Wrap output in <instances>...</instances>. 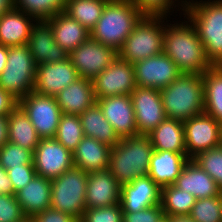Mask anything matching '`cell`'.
Here are the masks:
<instances>
[{
	"label": "cell",
	"mask_w": 222,
	"mask_h": 222,
	"mask_svg": "<svg viewBox=\"0 0 222 222\" xmlns=\"http://www.w3.org/2000/svg\"><path fill=\"white\" fill-rule=\"evenodd\" d=\"M78 78L77 70L69 58L61 62L42 63L36 66L33 91L55 96Z\"/></svg>",
	"instance_id": "2e32d148"
},
{
	"label": "cell",
	"mask_w": 222,
	"mask_h": 222,
	"mask_svg": "<svg viewBox=\"0 0 222 222\" xmlns=\"http://www.w3.org/2000/svg\"><path fill=\"white\" fill-rule=\"evenodd\" d=\"M26 45L36 65L61 62L68 58V53L55 42L52 27L46 20L33 25Z\"/></svg>",
	"instance_id": "ac0fdd59"
},
{
	"label": "cell",
	"mask_w": 222,
	"mask_h": 222,
	"mask_svg": "<svg viewBox=\"0 0 222 222\" xmlns=\"http://www.w3.org/2000/svg\"><path fill=\"white\" fill-rule=\"evenodd\" d=\"M24 218L16 196L0 194V222H20Z\"/></svg>",
	"instance_id": "60d3db41"
},
{
	"label": "cell",
	"mask_w": 222,
	"mask_h": 222,
	"mask_svg": "<svg viewBox=\"0 0 222 222\" xmlns=\"http://www.w3.org/2000/svg\"><path fill=\"white\" fill-rule=\"evenodd\" d=\"M79 222H123L121 203L85 209Z\"/></svg>",
	"instance_id": "ab89813d"
},
{
	"label": "cell",
	"mask_w": 222,
	"mask_h": 222,
	"mask_svg": "<svg viewBox=\"0 0 222 222\" xmlns=\"http://www.w3.org/2000/svg\"><path fill=\"white\" fill-rule=\"evenodd\" d=\"M143 16L133 0H109L90 37L118 52Z\"/></svg>",
	"instance_id": "277c9868"
},
{
	"label": "cell",
	"mask_w": 222,
	"mask_h": 222,
	"mask_svg": "<svg viewBox=\"0 0 222 222\" xmlns=\"http://www.w3.org/2000/svg\"><path fill=\"white\" fill-rule=\"evenodd\" d=\"M20 222H34L33 218L25 217L22 221Z\"/></svg>",
	"instance_id": "f5cc1de1"
},
{
	"label": "cell",
	"mask_w": 222,
	"mask_h": 222,
	"mask_svg": "<svg viewBox=\"0 0 222 222\" xmlns=\"http://www.w3.org/2000/svg\"><path fill=\"white\" fill-rule=\"evenodd\" d=\"M33 220L34 222H79L76 218L51 207L37 214Z\"/></svg>",
	"instance_id": "ee69618b"
},
{
	"label": "cell",
	"mask_w": 222,
	"mask_h": 222,
	"mask_svg": "<svg viewBox=\"0 0 222 222\" xmlns=\"http://www.w3.org/2000/svg\"><path fill=\"white\" fill-rule=\"evenodd\" d=\"M8 142V116H0V148Z\"/></svg>",
	"instance_id": "7dc6e473"
},
{
	"label": "cell",
	"mask_w": 222,
	"mask_h": 222,
	"mask_svg": "<svg viewBox=\"0 0 222 222\" xmlns=\"http://www.w3.org/2000/svg\"><path fill=\"white\" fill-rule=\"evenodd\" d=\"M36 174L54 179L74 166L72 152L55 138L40 139L33 152Z\"/></svg>",
	"instance_id": "4fadbf2b"
},
{
	"label": "cell",
	"mask_w": 222,
	"mask_h": 222,
	"mask_svg": "<svg viewBox=\"0 0 222 222\" xmlns=\"http://www.w3.org/2000/svg\"><path fill=\"white\" fill-rule=\"evenodd\" d=\"M202 77L204 112L222 125V65L212 66Z\"/></svg>",
	"instance_id": "4dcf8cb0"
},
{
	"label": "cell",
	"mask_w": 222,
	"mask_h": 222,
	"mask_svg": "<svg viewBox=\"0 0 222 222\" xmlns=\"http://www.w3.org/2000/svg\"><path fill=\"white\" fill-rule=\"evenodd\" d=\"M83 138L84 132L79 115L62 114L55 139L73 153Z\"/></svg>",
	"instance_id": "e575fe53"
},
{
	"label": "cell",
	"mask_w": 222,
	"mask_h": 222,
	"mask_svg": "<svg viewBox=\"0 0 222 222\" xmlns=\"http://www.w3.org/2000/svg\"><path fill=\"white\" fill-rule=\"evenodd\" d=\"M183 126L189 159L222 144V125L205 112L184 121Z\"/></svg>",
	"instance_id": "30bf717a"
},
{
	"label": "cell",
	"mask_w": 222,
	"mask_h": 222,
	"mask_svg": "<svg viewBox=\"0 0 222 222\" xmlns=\"http://www.w3.org/2000/svg\"><path fill=\"white\" fill-rule=\"evenodd\" d=\"M36 66L27 45L8 47L7 63L0 74V87L20 101L34 89Z\"/></svg>",
	"instance_id": "ba28073f"
},
{
	"label": "cell",
	"mask_w": 222,
	"mask_h": 222,
	"mask_svg": "<svg viewBox=\"0 0 222 222\" xmlns=\"http://www.w3.org/2000/svg\"><path fill=\"white\" fill-rule=\"evenodd\" d=\"M41 139L55 138L62 115L54 96L30 92L19 101Z\"/></svg>",
	"instance_id": "9c48e42d"
},
{
	"label": "cell",
	"mask_w": 222,
	"mask_h": 222,
	"mask_svg": "<svg viewBox=\"0 0 222 222\" xmlns=\"http://www.w3.org/2000/svg\"><path fill=\"white\" fill-rule=\"evenodd\" d=\"M161 188L149 177L135 179L121 186L123 212H137L160 204Z\"/></svg>",
	"instance_id": "ffe728a7"
},
{
	"label": "cell",
	"mask_w": 222,
	"mask_h": 222,
	"mask_svg": "<svg viewBox=\"0 0 222 222\" xmlns=\"http://www.w3.org/2000/svg\"><path fill=\"white\" fill-rule=\"evenodd\" d=\"M190 216L195 222H222V193L197 199Z\"/></svg>",
	"instance_id": "8d00e7d4"
},
{
	"label": "cell",
	"mask_w": 222,
	"mask_h": 222,
	"mask_svg": "<svg viewBox=\"0 0 222 222\" xmlns=\"http://www.w3.org/2000/svg\"><path fill=\"white\" fill-rule=\"evenodd\" d=\"M84 136L92 137L110 147H114L120 138L112 125L106 120L99 105L95 103L79 115Z\"/></svg>",
	"instance_id": "f1b7e54d"
},
{
	"label": "cell",
	"mask_w": 222,
	"mask_h": 222,
	"mask_svg": "<svg viewBox=\"0 0 222 222\" xmlns=\"http://www.w3.org/2000/svg\"><path fill=\"white\" fill-rule=\"evenodd\" d=\"M158 222H172L170 216L164 215Z\"/></svg>",
	"instance_id": "816d5d0a"
},
{
	"label": "cell",
	"mask_w": 222,
	"mask_h": 222,
	"mask_svg": "<svg viewBox=\"0 0 222 222\" xmlns=\"http://www.w3.org/2000/svg\"><path fill=\"white\" fill-rule=\"evenodd\" d=\"M133 2L144 16L170 17L174 16L172 15L174 11L176 16L178 13L176 11H180L179 16H183L187 0H133Z\"/></svg>",
	"instance_id": "d590c367"
},
{
	"label": "cell",
	"mask_w": 222,
	"mask_h": 222,
	"mask_svg": "<svg viewBox=\"0 0 222 222\" xmlns=\"http://www.w3.org/2000/svg\"><path fill=\"white\" fill-rule=\"evenodd\" d=\"M147 135L154 150L187 153L184 126L180 120L165 118Z\"/></svg>",
	"instance_id": "83f0119b"
},
{
	"label": "cell",
	"mask_w": 222,
	"mask_h": 222,
	"mask_svg": "<svg viewBox=\"0 0 222 222\" xmlns=\"http://www.w3.org/2000/svg\"><path fill=\"white\" fill-rule=\"evenodd\" d=\"M121 203V185L109 169L88 173L86 209Z\"/></svg>",
	"instance_id": "d6986e66"
},
{
	"label": "cell",
	"mask_w": 222,
	"mask_h": 222,
	"mask_svg": "<svg viewBox=\"0 0 222 222\" xmlns=\"http://www.w3.org/2000/svg\"><path fill=\"white\" fill-rule=\"evenodd\" d=\"M40 139L28 115L20 106L8 115V142L34 152Z\"/></svg>",
	"instance_id": "f546056e"
},
{
	"label": "cell",
	"mask_w": 222,
	"mask_h": 222,
	"mask_svg": "<svg viewBox=\"0 0 222 222\" xmlns=\"http://www.w3.org/2000/svg\"><path fill=\"white\" fill-rule=\"evenodd\" d=\"M183 15L195 27L209 62L222 65V0H187Z\"/></svg>",
	"instance_id": "3957f363"
},
{
	"label": "cell",
	"mask_w": 222,
	"mask_h": 222,
	"mask_svg": "<svg viewBox=\"0 0 222 222\" xmlns=\"http://www.w3.org/2000/svg\"><path fill=\"white\" fill-rule=\"evenodd\" d=\"M117 56L115 49L91 37L68 54L79 77L91 80L109 67Z\"/></svg>",
	"instance_id": "7c38bea8"
},
{
	"label": "cell",
	"mask_w": 222,
	"mask_h": 222,
	"mask_svg": "<svg viewBox=\"0 0 222 222\" xmlns=\"http://www.w3.org/2000/svg\"><path fill=\"white\" fill-rule=\"evenodd\" d=\"M109 0H67L64 12L91 31Z\"/></svg>",
	"instance_id": "1f68e13d"
},
{
	"label": "cell",
	"mask_w": 222,
	"mask_h": 222,
	"mask_svg": "<svg viewBox=\"0 0 222 222\" xmlns=\"http://www.w3.org/2000/svg\"><path fill=\"white\" fill-rule=\"evenodd\" d=\"M111 148L92 137L84 136L72 153L73 164L86 173L108 169Z\"/></svg>",
	"instance_id": "484cf974"
},
{
	"label": "cell",
	"mask_w": 222,
	"mask_h": 222,
	"mask_svg": "<svg viewBox=\"0 0 222 222\" xmlns=\"http://www.w3.org/2000/svg\"><path fill=\"white\" fill-rule=\"evenodd\" d=\"M19 106V101L0 87V116H8Z\"/></svg>",
	"instance_id": "f6af8a7d"
},
{
	"label": "cell",
	"mask_w": 222,
	"mask_h": 222,
	"mask_svg": "<svg viewBox=\"0 0 222 222\" xmlns=\"http://www.w3.org/2000/svg\"><path fill=\"white\" fill-rule=\"evenodd\" d=\"M15 196L25 217L34 218L51 206V180L36 174Z\"/></svg>",
	"instance_id": "cb8c5ba5"
},
{
	"label": "cell",
	"mask_w": 222,
	"mask_h": 222,
	"mask_svg": "<svg viewBox=\"0 0 222 222\" xmlns=\"http://www.w3.org/2000/svg\"><path fill=\"white\" fill-rule=\"evenodd\" d=\"M196 200L194 195L174 185L161 189L160 204L166 216L190 215Z\"/></svg>",
	"instance_id": "d6a6232c"
},
{
	"label": "cell",
	"mask_w": 222,
	"mask_h": 222,
	"mask_svg": "<svg viewBox=\"0 0 222 222\" xmlns=\"http://www.w3.org/2000/svg\"><path fill=\"white\" fill-rule=\"evenodd\" d=\"M62 114L80 115L97 100L91 79L79 77L54 96Z\"/></svg>",
	"instance_id": "44dd1931"
},
{
	"label": "cell",
	"mask_w": 222,
	"mask_h": 222,
	"mask_svg": "<svg viewBox=\"0 0 222 222\" xmlns=\"http://www.w3.org/2000/svg\"><path fill=\"white\" fill-rule=\"evenodd\" d=\"M67 0H14V8L34 17L37 21L48 20L64 11Z\"/></svg>",
	"instance_id": "836d02e7"
},
{
	"label": "cell",
	"mask_w": 222,
	"mask_h": 222,
	"mask_svg": "<svg viewBox=\"0 0 222 222\" xmlns=\"http://www.w3.org/2000/svg\"><path fill=\"white\" fill-rule=\"evenodd\" d=\"M135 80L139 87L161 90L182 73L178 66L164 53L135 62Z\"/></svg>",
	"instance_id": "5bb4252c"
},
{
	"label": "cell",
	"mask_w": 222,
	"mask_h": 222,
	"mask_svg": "<svg viewBox=\"0 0 222 222\" xmlns=\"http://www.w3.org/2000/svg\"><path fill=\"white\" fill-rule=\"evenodd\" d=\"M130 96L138 134L147 135L166 118L160 90L137 86Z\"/></svg>",
	"instance_id": "9a60e30c"
},
{
	"label": "cell",
	"mask_w": 222,
	"mask_h": 222,
	"mask_svg": "<svg viewBox=\"0 0 222 222\" xmlns=\"http://www.w3.org/2000/svg\"><path fill=\"white\" fill-rule=\"evenodd\" d=\"M153 152L148 135L121 138L110 150L108 169L121 186L130 184L137 178L148 176Z\"/></svg>",
	"instance_id": "7a4b0ae2"
},
{
	"label": "cell",
	"mask_w": 222,
	"mask_h": 222,
	"mask_svg": "<svg viewBox=\"0 0 222 222\" xmlns=\"http://www.w3.org/2000/svg\"><path fill=\"white\" fill-rule=\"evenodd\" d=\"M172 222H195L190 215L170 216Z\"/></svg>",
	"instance_id": "f907efd6"
},
{
	"label": "cell",
	"mask_w": 222,
	"mask_h": 222,
	"mask_svg": "<svg viewBox=\"0 0 222 222\" xmlns=\"http://www.w3.org/2000/svg\"><path fill=\"white\" fill-rule=\"evenodd\" d=\"M164 215L158 204L137 212H123V222H158Z\"/></svg>",
	"instance_id": "b9f144b4"
},
{
	"label": "cell",
	"mask_w": 222,
	"mask_h": 222,
	"mask_svg": "<svg viewBox=\"0 0 222 222\" xmlns=\"http://www.w3.org/2000/svg\"><path fill=\"white\" fill-rule=\"evenodd\" d=\"M189 160L187 153L154 150L150 160L148 176L161 189L173 185Z\"/></svg>",
	"instance_id": "603a6c76"
},
{
	"label": "cell",
	"mask_w": 222,
	"mask_h": 222,
	"mask_svg": "<svg viewBox=\"0 0 222 222\" xmlns=\"http://www.w3.org/2000/svg\"><path fill=\"white\" fill-rule=\"evenodd\" d=\"M14 8V0H0V16Z\"/></svg>",
	"instance_id": "681fc988"
},
{
	"label": "cell",
	"mask_w": 222,
	"mask_h": 222,
	"mask_svg": "<svg viewBox=\"0 0 222 222\" xmlns=\"http://www.w3.org/2000/svg\"><path fill=\"white\" fill-rule=\"evenodd\" d=\"M14 192L25 187L36 175L34 166L12 167L7 170Z\"/></svg>",
	"instance_id": "7bdbcfd3"
},
{
	"label": "cell",
	"mask_w": 222,
	"mask_h": 222,
	"mask_svg": "<svg viewBox=\"0 0 222 222\" xmlns=\"http://www.w3.org/2000/svg\"><path fill=\"white\" fill-rule=\"evenodd\" d=\"M96 100L106 120L120 139L138 135L130 95L109 96Z\"/></svg>",
	"instance_id": "e0dca14e"
},
{
	"label": "cell",
	"mask_w": 222,
	"mask_h": 222,
	"mask_svg": "<svg viewBox=\"0 0 222 222\" xmlns=\"http://www.w3.org/2000/svg\"><path fill=\"white\" fill-rule=\"evenodd\" d=\"M0 164L6 169L21 166H34L33 152L7 142L0 148Z\"/></svg>",
	"instance_id": "f35d334b"
},
{
	"label": "cell",
	"mask_w": 222,
	"mask_h": 222,
	"mask_svg": "<svg viewBox=\"0 0 222 222\" xmlns=\"http://www.w3.org/2000/svg\"><path fill=\"white\" fill-rule=\"evenodd\" d=\"M164 16H143L118 51V56L134 64L163 52Z\"/></svg>",
	"instance_id": "8992f818"
},
{
	"label": "cell",
	"mask_w": 222,
	"mask_h": 222,
	"mask_svg": "<svg viewBox=\"0 0 222 222\" xmlns=\"http://www.w3.org/2000/svg\"><path fill=\"white\" fill-rule=\"evenodd\" d=\"M170 18L172 17H165L163 52L182 73L202 75L213 65L206 57L205 48L195 27L185 16H180L182 21L179 22L172 20L174 24Z\"/></svg>",
	"instance_id": "6da1fadb"
},
{
	"label": "cell",
	"mask_w": 222,
	"mask_h": 222,
	"mask_svg": "<svg viewBox=\"0 0 222 222\" xmlns=\"http://www.w3.org/2000/svg\"><path fill=\"white\" fill-rule=\"evenodd\" d=\"M46 21L52 27L55 42L68 54L90 37V31L64 11Z\"/></svg>",
	"instance_id": "4316f807"
},
{
	"label": "cell",
	"mask_w": 222,
	"mask_h": 222,
	"mask_svg": "<svg viewBox=\"0 0 222 222\" xmlns=\"http://www.w3.org/2000/svg\"><path fill=\"white\" fill-rule=\"evenodd\" d=\"M88 173L73 166L51 180V208L80 221L86 209L85 194Z\"/></svg>",
	"instance_id": "52a82bcc"
},
{
	"label": "cell",
	"mask_w": 222,
	"mask_h": 222,
	"mask_svg": "<svg viewBox=\"0 0 222 222\" xmlns=\"http://www.w3.org/2000/svg\"><path fill=\"white\" fill-rule=\"evenodd\" d=\"M160 94L166 118L184 122L204 112L202 75L181 73Z\"/></svg>",
	"instance_id": "5b68a950"
},
{
	"label": "cell",
	"mask_w": 222,
	"mask_h": 222,
	"mask_svg": "<svg viewBox=\"0 0 222 222\" xmlns=\"http://www.w3.org/2000/svg\"><path fill=\"white\" fill-rule=\"evenodd\" d=\"M182 191L194 195L196 199L218 196L222 193L212 177L190 159L173 184Z\"/></svg>",
	"instance_id": "7402d4cb"
},
{
	"label": "cell",
	"mask_w": 222,
	"mask_h": 222,
	"mask_svg": "<svg viewBox=\"0 0 222 222\" xmlns=\"http://www.w3.org/2000/svg\"><path fill=\"white\" fill-rule=\"evenodd\" d=\"M37 20L16 8L0 16V45L7 47L26 45Z\"/></svg>",
	"instance_id": "d4e9b609"
},
{
	"label": "cell",
	"mask_w": 222,
	"mask_h": 222,
	"mask_svg": "<svg viewBox=\"0 0 222 222\" xmlns=\"http://www.w3.org/2000/svg\"><path fill=\"white\" fill-rule=\"evenodd\" d=\"M91 81L96 99L130 95L137 87L134 65L122 60L119 56Z\"/></svg>",
	"instance_id": "8fae6325"
},
{
	"label": "cell",
	"mask_w": 222,
	"mask_h": 222,
	"mask_svg": "<svg viewBox=\"0 0 222 222\" xmlns=\"http://www.w3.org/2000/svg\"><path fill=\"white\" fill-rule=\"evenodd\" d=\"M192 160L212 177L222 191V144L197 154Z\"/></svg>",
	"instance_id": "74e56055"
},
{
	"label": "cell",
	"mask_w": 222,
	"mask_h": 222,
	"mask_svg": "<svg viewBox=\"0 0 222 222\" xmlns=\"http://www.w3.org/2000/svg\"><path fill=\"white\" fill-rule=\"evenodd\" d=\"M0 194L15 195L7 170L0 164Z\"/></svg>",
	"instance_id": "bcb514c9"
},
{
	"label": "cell",
	"mask_w": 222,
	"mask_h": 222,
	"mask_svg": "<svg viewBox=\"0 0 222 222\" xmlns=\"http://www.w3.org/2000/svg\"><path fill=\"white\" fill-rule=\"evenodd\" d=\"M8 58V47L0 45V74L5 69Z\"/></svg>",
	"instance_id": "c3c4849f"
}]
</instances>
